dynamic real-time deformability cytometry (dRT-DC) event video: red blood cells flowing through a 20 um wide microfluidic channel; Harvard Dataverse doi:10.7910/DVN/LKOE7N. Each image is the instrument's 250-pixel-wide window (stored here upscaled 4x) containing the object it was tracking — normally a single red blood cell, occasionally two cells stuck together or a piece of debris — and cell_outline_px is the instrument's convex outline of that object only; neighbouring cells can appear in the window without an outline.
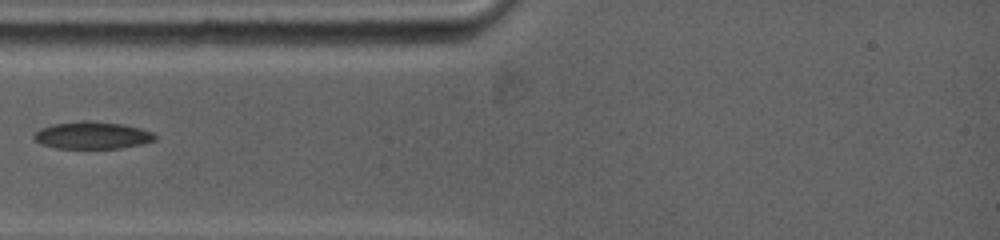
{"species": "common noctule bat (a hibernating species)", "species_latin": "Nyctalus noctula", "temperature_condition": "warm", "stored_images_in_passage": 32, "camera_frame_rate_fps": 5000, "um_per_image_px": 0.085, "animal": {"sex": "female", "body_mass_g": 19.0, "forearm_length_mm": 53.3}, "frame": {"image": 1, "passage_image": 1, "time_ms": 0.0, "image_size_px": [1000, 240], "cell_outline_px": [[156, 140], [140, 144], [120, 148], [56, 148], [40, 144], [32, 136], [40, 128], [52, 124], [80, 120], [92, 120], [124, 124], [140, 128], [152, 132], [156, 136]], "centroid_in_image_um": [7.82, 11.48], "position_along_channel_um": 77.2, "area_um2": 19.36}}
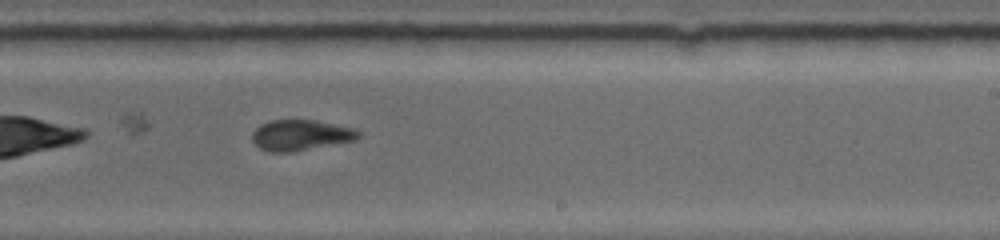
{"frame": {"image": 2, "passage_image": 17, "time_ms": 4.8, "image_size_px": [1000, 240], "cell_outline_px": [[360, 136], [356, 140], [292, 152], [268, 152], [260, 148], [252, 140], [252, 132], [260, 124], [268, 120], [316, 120], [356, 128], [360, 132]], "centroid_in_image_um": [25.56, 11.48], "position_along_channel_um": 263.4, "area_um2": 19.19}}
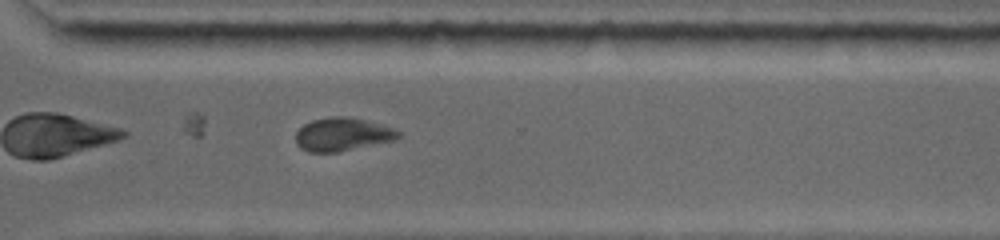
{"frame": {"image": 3, "passage_image": 23, "time_ms": 6.8, "image_size_px": [1000, 240], "cell_outline_px": [[400, 136], [396, 140], [336, 152], [308, 152], [296, 140], [296, 132], [304, 124], [312, 120], [332, 116], [348, 116], [396, 128], [400, 132]], "centroid_in_image_um": [29.15, 11.41], "position_along_channel_um": 341.4, "area_um2": 19.71}}